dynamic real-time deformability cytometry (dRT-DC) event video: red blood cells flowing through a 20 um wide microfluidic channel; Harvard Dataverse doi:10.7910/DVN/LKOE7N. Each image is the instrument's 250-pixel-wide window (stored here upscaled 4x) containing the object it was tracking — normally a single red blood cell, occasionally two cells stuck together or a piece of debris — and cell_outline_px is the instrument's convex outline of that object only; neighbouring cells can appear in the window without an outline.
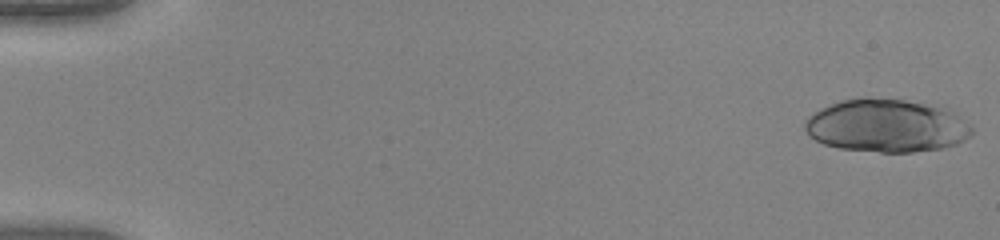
{"species": "human", "species_latin": "Homo sapiens", "temperature_condition": "warm", "stored_images_in_passage": 40, "segment_of_instrument_passage": [1, 2], "camera_frame_rate_fps": 3000, "um_per_image_px": 0.085, "donor": {"sex": "female"}, "frame": {"image": 1, "passage_image": 1, "time_ms": 0.0, "image_size_px": [1000, 240], "cell_outline_px": [[972, 136], [956, 144], [944, 148], [912, 152], [880, 152], [840, 148], [824, 144], [808, 136], [804, 128], [804, 124], [808, 116], [820, 108], [840, 100], [860, 96], [864, 96], [904, 100], [944, 108], [960, 116], [972, 124]], "centroid_in_image_um": [75.34, 10.68], "position_along_channel_um": 9.7, "area_um2": 52.02}}
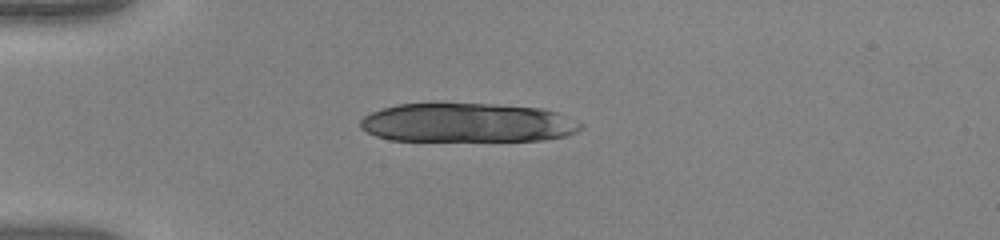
{"frame": {"image": 2, "passage_image": 14, "time_ms": 4.333, "image_size_px": [1000, 240], "cell_outline_px": [[584, 128], [568, 136], [544, 140], [388, 140], [376, 136], [360, 128], [360, 120], [364, 116], [380, 108], [396, 104], [492, 104], [544, 108], [556, 112], [584, 124]], "centroid_in_image_um": [39.75, 10.43], "position_along_channel_um": 45.3, "area_um2": 50.23}}